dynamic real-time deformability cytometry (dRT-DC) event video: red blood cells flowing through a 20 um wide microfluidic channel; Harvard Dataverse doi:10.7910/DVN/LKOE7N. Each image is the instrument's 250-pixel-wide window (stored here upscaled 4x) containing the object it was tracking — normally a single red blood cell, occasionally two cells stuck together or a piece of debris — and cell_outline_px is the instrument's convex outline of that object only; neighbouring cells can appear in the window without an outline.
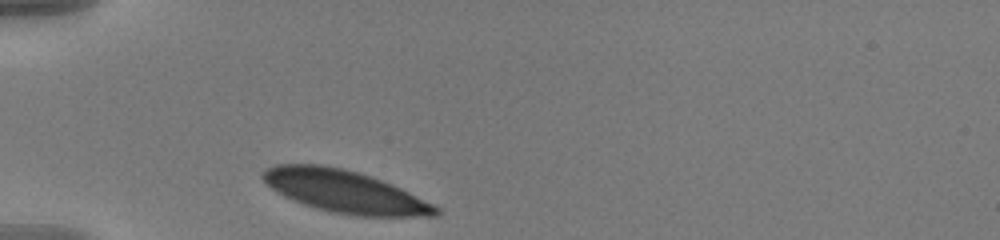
{"species": "human", "species_latin": "Homo sapiens", "temperature_condition": "warm", "stored_images_in_passage": 33, "camera_frame_rate_fps": 3000, "um_per_image_px": 0.085, "donor": {"sex": "male"}, "frame": {"image": 1, "passage_image": 1, "time_ms": 0.0, "image_size_px": [1000, 240], "cell_outline_px": [[440, 212], [436, 216], [356, 216], [332, 212], [304, 204], [276, 192], [260, 176], [260, 172], [276, 164], [320, 164], [340, 168], [356, 172], [380, 180], [400, 188], [440, 208]], "centroid_in_image_um": [29.27, 16.28], "position_along_channel_um": 55.7, "area_um2": 42.02}}
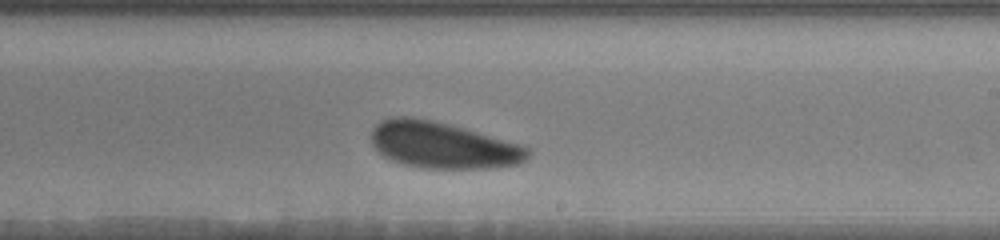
{"frame": {"image": 2, "passage_image": 19, "time_ms": 6.0, "image_size_px": [1000, 240], "cell_outline_px": [[532, 152], [520, 164], [488, 168], [420, 168], [400, 164], [388, 160], [376, 152], [372, 144], [372, 128], [380, 120], [392, 116], [412, 116], [432, 120], [448, 124], [520, 144], [528, 148]], "centroid_in_image_um": [37.56, 12.34], "position_along_channel_um": 251.4, "area_um2": 42.66}}
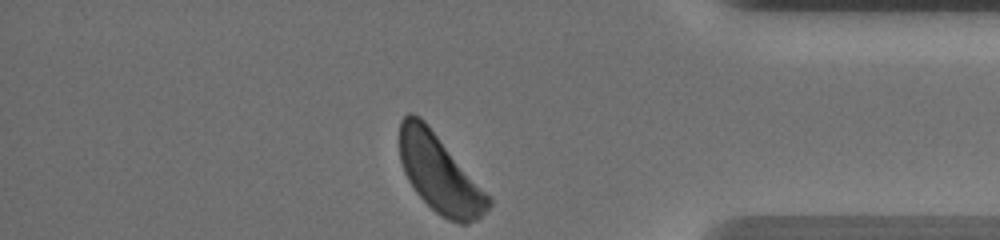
{"frame": {"image": 3, "passage_image": 33, "time_ms": 10.667, "image_size_px": [1000, 240], "cell_outline_px": [[492, 204], [476, 220], [468, 224], [460, 224], [448, 220], [436, 212], [416, 192], [408, 180], [404, 172], [400, 160], [400, 120], [408, 112], [412, 112], [420, 116], [424, 120], [492, 200]], "centroid_in_image_um": [37.33, 14.75], "position_along_channel_um": 397.9, "area_um2": 39.54}, "authors_computed_cell_mechanics": {"area_um2": 42.8298, "velocity_mm_per_s": 3.535, "shape_relaxation_time_tau1_ms": 1.4485, "shape_relaxation_time_tau2_ms": null, "deformation_change_tau1": 0.0655, "deformation_change_tau2": null}}